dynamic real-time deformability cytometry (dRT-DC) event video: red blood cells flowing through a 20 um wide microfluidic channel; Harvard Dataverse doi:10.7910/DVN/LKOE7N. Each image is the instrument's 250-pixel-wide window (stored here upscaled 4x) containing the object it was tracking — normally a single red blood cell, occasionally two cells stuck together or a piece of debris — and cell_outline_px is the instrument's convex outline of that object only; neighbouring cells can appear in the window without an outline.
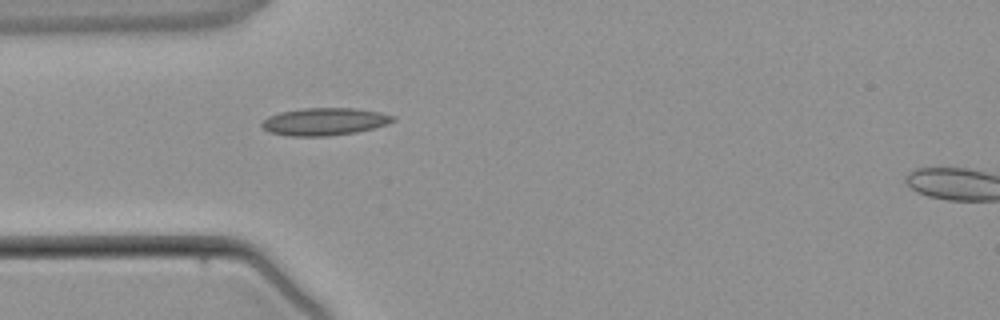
{"species": "common noctule bat (a hibernating species)", "species_latin": "Nyctalus noctula", "temperature_condition": "warm", "stored_images_in_passage": 2, "camera_frame_rate_fps": 3000, "um_per_image_px": 0.085, "animal": {"sex": "male", "body_mass_g": 21.5, "forearm_length_mm": 52.0}, "frame": {"image": 1, "passage_image": 1, "time_ms": 0.0, "image_size_px": [1000, 320], "cell_outline_px": [[396, 120], [388, 124], [356, 132], [328, 136], [288, 136], [268, 132], [260, 124], [268, 116], [280, 112], [304, 108], [352, 108], [380, 112], [396, 116]], "centroid_in_image_um": [27.59, 10.34], "position_along_channel_um": 57.4, "area_um2": 21.04}}